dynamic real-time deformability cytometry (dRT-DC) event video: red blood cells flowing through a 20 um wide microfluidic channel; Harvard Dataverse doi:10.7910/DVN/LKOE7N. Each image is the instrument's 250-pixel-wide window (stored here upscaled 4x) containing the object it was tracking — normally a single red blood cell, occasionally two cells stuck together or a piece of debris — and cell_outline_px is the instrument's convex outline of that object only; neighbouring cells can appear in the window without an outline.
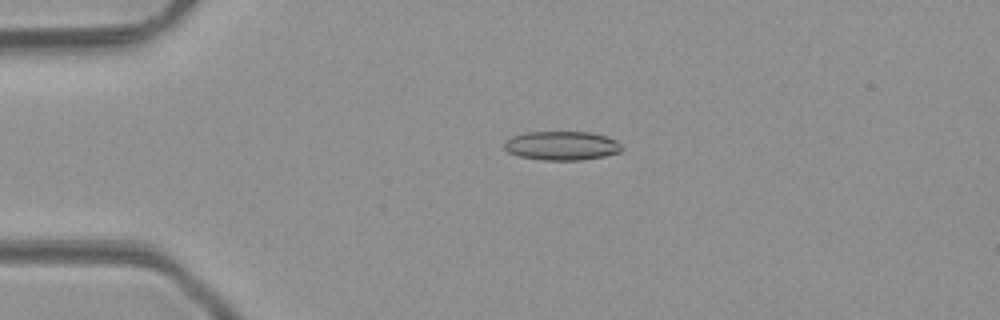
{"species": "common noctule bat (a hibernating species)", "species_latin": "Nyctalus noctula", "temperature_condition": "room temperature", "stored_images_in_passage": 5, "camera_frame_rate_fps": 3000, "um_per_image_px": 0.085, "animal": {"sex": "male", "body_mass_g": 23.1, "forearm_length_mm": 52.7}, "frame": {"image": 1, "passage_image": 4, "time_ms": 3.667, "image_size_px": [1000, 320], "cell_outline_px": [[624, 148], [620, 152], [604, 156], [580, 160], [544, 160], [520, 156], [508, 152], [504, 148], [504, 140], [512, 136], [528, 132], [588, 132], [608, 136], [616, 140]], "centroid_in_image_um": [47.76, 12.38], "position_along_channel_um": 37.2, "area_um2": 19.88}}